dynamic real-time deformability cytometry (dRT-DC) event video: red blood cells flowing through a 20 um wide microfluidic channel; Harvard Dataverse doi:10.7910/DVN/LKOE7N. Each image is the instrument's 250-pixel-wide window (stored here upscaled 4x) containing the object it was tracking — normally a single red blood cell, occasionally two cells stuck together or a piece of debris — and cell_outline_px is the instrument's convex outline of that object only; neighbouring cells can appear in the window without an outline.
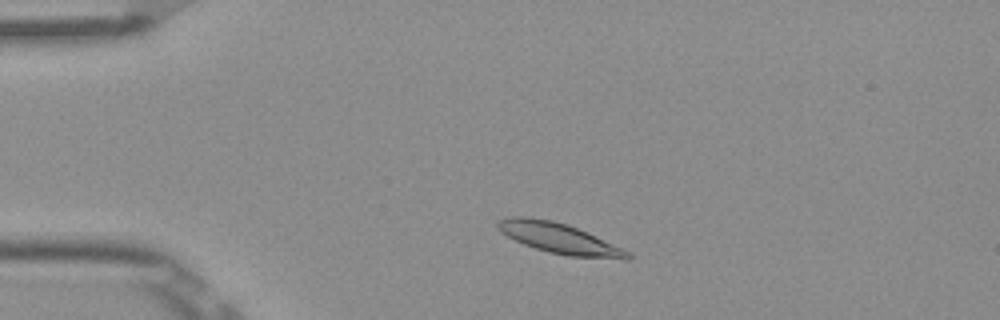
{"species": "Egyptian fruit bat (a non-hibernating species)", "species_latin": "Rousettus aegyptiacus", "temperature_condition": "room temperature", "stored_images_in_passage": 47, "camera_frame_rate_fps": 3000, "um_per_image_px": 0.085, "frame": {"image": 1, "passage_image": 6, "time_ms": 1.667, "image_size_px": [1000, 320], "cell_outline_px": [[632, 260], [624, 260], [568, 256], [548, 252], [524, 244], [500, 232], [496, 228], [496, 220], [508, 216], [524, 216], [552, 220], [576, 228], [620, 248], [628, 252], [632, 256]], "centroid_in_image_um": [47.47, 20.26], "position_along_channel_um": 37.5, "area_um2": 22.77}}
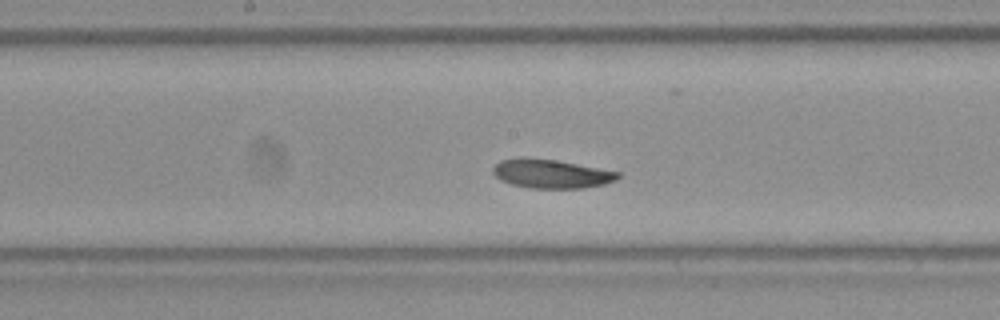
{"frame": {"image": 2, "passage_image": 22, "time_ms": 7.0, "image_size_px": [1000, 320], "cell_outline_px": [[620, 176], [616, 180], [604, 184], [580, 188], [532, 188], [512, 184], [500, 180], [492, 172], [492, 168], [500, 160], [520, 156], [524, 156], [556, 160], [620, 172]], "centroid_in_image_um": [46.81, 14.75], "position_along_channel_um": 201.4, "area_um2": 21.1}}
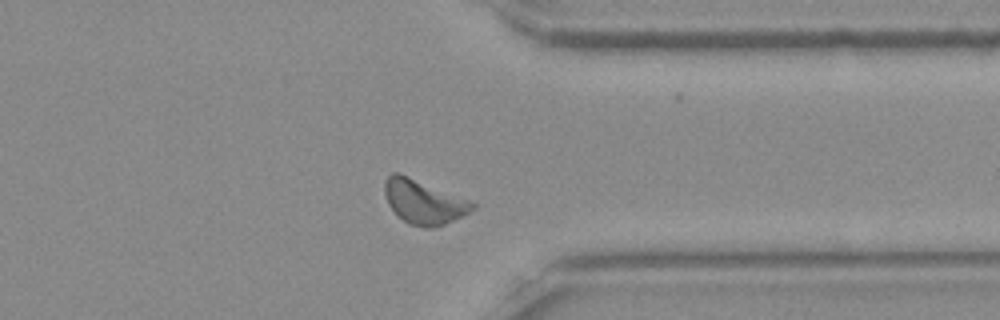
{"frame": {"image": 3, "passage_image": 36, "time_ms": 11.667, "image_size_px": [1000, 320], "cell_outline_px": [[476, 208], [444, 224], [432, 228], [424, 228], [408, 224], [388, 204], [384, 192], [384, 184], [388, 176], [392, 172], [400, 172], [468, 200], [476, 204]], "centroid_in_image_um": [35.98, 17.14], "position_along_channel_um": 375.4, "area_um2": 22.25}, "authors_computed_cell_mechanics": {"area_um2": 21.4438, "velocity_mm_per_s": 3.8069, "shape_relaxation_time_tau1_ms": 2.7403, "shape_relaxation_time_tau2_ms": null, "deformation_change_tau1": 0.0844, "deformation_change_tau2": null}}